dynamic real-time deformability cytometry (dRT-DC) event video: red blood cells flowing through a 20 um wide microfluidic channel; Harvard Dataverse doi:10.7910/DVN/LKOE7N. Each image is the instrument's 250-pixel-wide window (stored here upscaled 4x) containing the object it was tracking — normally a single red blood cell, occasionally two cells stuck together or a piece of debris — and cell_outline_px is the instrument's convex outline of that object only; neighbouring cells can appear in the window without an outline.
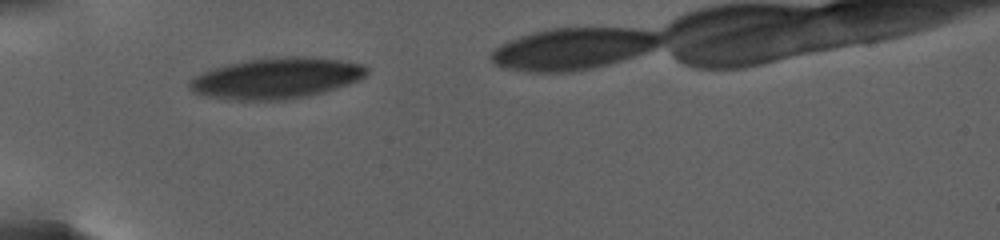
{"species": "human", "species_latin": "Homo sapiens", "temperature_condition": "warm", "stored_images_in_passage": 88, "camera_frame_rate_fps": 3000, "um_per_image_px": 0.085, "donor": {"sex": "female"}, "frame": {"image": 1, "passage_image": 1, "time_ms": 0.0, "image_size_px": [1000, 240], "cell_outline_px": [[368, 72], [360, 80], [324, 92], [308, 96], [284, 100], [228, 100], [200, 96], [192, 92], [188, 88], [188, 80], [192, 76], [212, 68], [228, 64], [248, 60], [276, 56], [312, 56], [340, 60], [364, 64], [368, 68]], "centroid_in_image_um": [23.44, 6.65], "position_along_channel_um": 61.6, "area_um2": 43.0}}
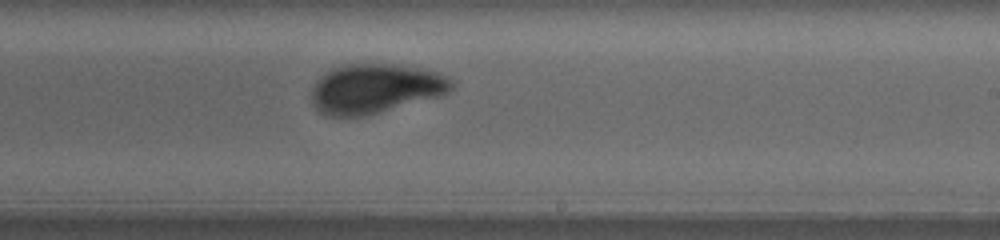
{"frame": {"image": 2, "passage_image": 51, "time_ms": 8.0, "image_size_px": [1000, 240], "cell_outline_px": [[456, 84], [448, 92], [440, 96], [364, 116], [324, 116], [312, 104], [312, 88], [316, 80], [324, 72], [332, 68], [344, 64], [392, 64], [424, 68], [448, 76]], "centroid_in_image_um": [31.89, 7.52], "position_along_channel_um": 257.1, "area_um2": 40.63}}
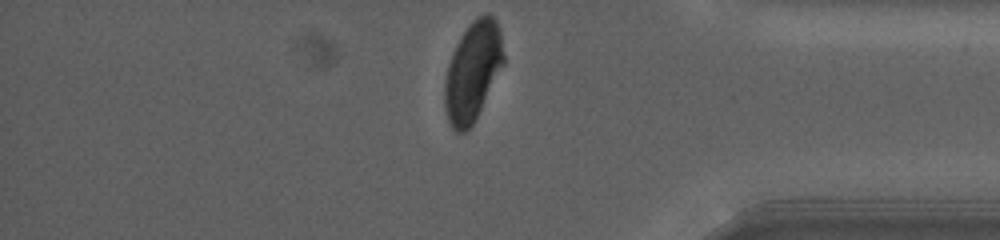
{"frame": {"image": 3, "passage_image": 88, "time_ms": 14.0, "image_size_px": [1000, 240], "cell_outline_px": [[504, 64], [472, 124], [464, 132], [456, 132], [452, 128], [448, 120], [444, 104], [444, 80], [448, 64], [452, 52], [460, 36], [468, 24], [476, 16], [484, 12], [488, 12], [496, 20], [500, 32], [504, 56]], "centroid_in_image_um": [40.17, 6.01], "position_along_channel_um": 395.0, "area_um2": 34.04}, "authors_computed_cell_mechanics": {"area_um2": 41.6738, "velocity_mm_per_s": 2.5743, "shape_relaxation_time_tau1_ms": 4.1484, "shape_relaxation_time_tau2_ms": 1.3776, "deformation_change_tau1": 0.157, "deformation_change_tau2": 0.0607}}